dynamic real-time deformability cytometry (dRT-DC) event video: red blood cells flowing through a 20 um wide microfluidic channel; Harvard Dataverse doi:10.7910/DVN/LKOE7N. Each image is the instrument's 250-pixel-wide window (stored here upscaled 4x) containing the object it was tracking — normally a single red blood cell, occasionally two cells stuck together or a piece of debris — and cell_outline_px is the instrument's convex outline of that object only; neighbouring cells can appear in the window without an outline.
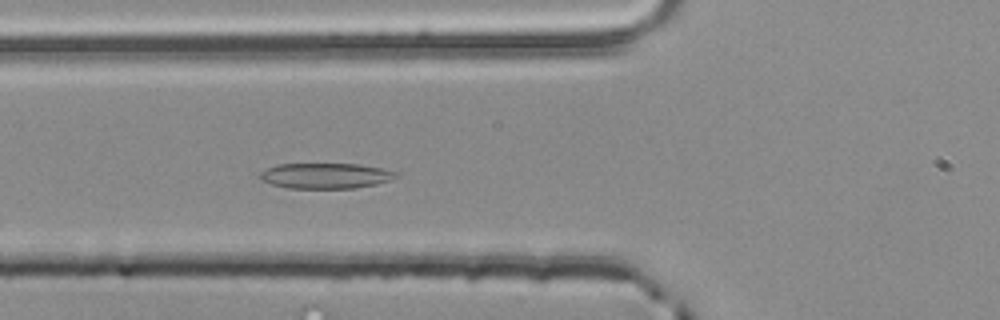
{"species": "common noctule bat (a hibernating species)", "species_latin": "Nyctalus noctula", "temperature_condition": "room temperature", "stored_images_in_passage": 40, "camera_frame_rate_fps": 3000, "um_per_image_px": 0.085, "animal": {"sex": "male", "body_mass_g": 20.4}, "frame": {"image": 1, "passage_image": 6, "time_ms": 1.667, "image_size_px": [1000, 320], "cell_outline_px": [[400, 176], [392, 180], [376, 184], [356, 188], [288, 188], [272, 184], [260, 180], [260, 172], [276, 164], [360, 164], [384, 168], [396, 172]], "centroid_in_image_um": [27.72, 14.94], "position_along_channel_um": 98.1, "area_um2": 20.35}}
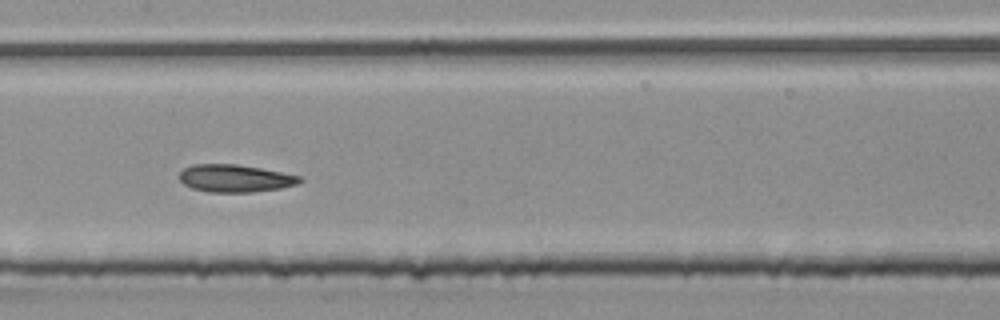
{"frame": {"image": 2, "passage_image": 13, "time_ms": 4.0, "image_size_px": [1000, 320], "cell_outline_px": [[304, 180], [296, 184], [280, 188], [252, 192], [208, 192], [192, 188], [184, 184], [180, 180], [180, 172], [184, 168], [192, 164], [236, 164], [260, 168], [300, 176]], "centroid_in_image_um": [19.96, 15.16], "position_along_channel_um": 187.4, "area_um2": 19.19}}
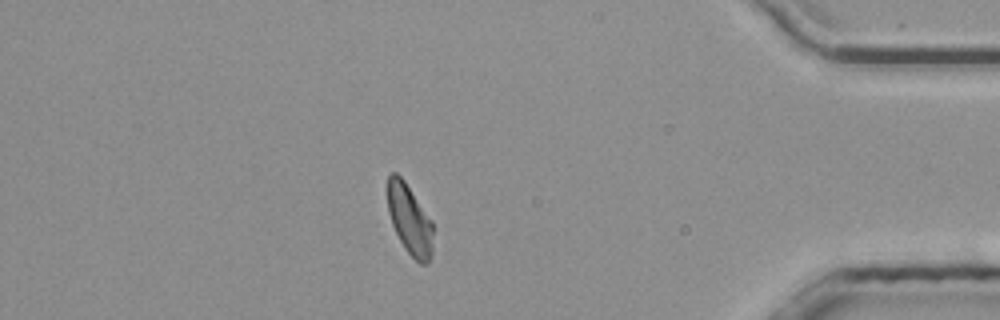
{"frame": {"image": 3, "passage_image": 33, "time_ms": 10.667, "image_size_px": [1000, 320], "cell_outline_px": [[432, 252], [428, 264], [420, 264], [404, 248], [392, 224], [388, 212], [388, 176], [392, 172], [396, 172], [404, 180], [432, 220]], "centroid_in_image_um": [34.82, 18.67], "position_along_channel_um": 400.4, "area_um2": 18.44}, "authors_computed_cell_mechanics": {"area_um2": 19.1896, "velocity_mm_per_s": 3.803, "shape_relaxation_time_tau1_ms": 3.3503, "shape_relaxation_time_tau2_ms": 2.0773, "deformation_change_tau1": 0.117, "deformation_change_tau2": 0.0786}}